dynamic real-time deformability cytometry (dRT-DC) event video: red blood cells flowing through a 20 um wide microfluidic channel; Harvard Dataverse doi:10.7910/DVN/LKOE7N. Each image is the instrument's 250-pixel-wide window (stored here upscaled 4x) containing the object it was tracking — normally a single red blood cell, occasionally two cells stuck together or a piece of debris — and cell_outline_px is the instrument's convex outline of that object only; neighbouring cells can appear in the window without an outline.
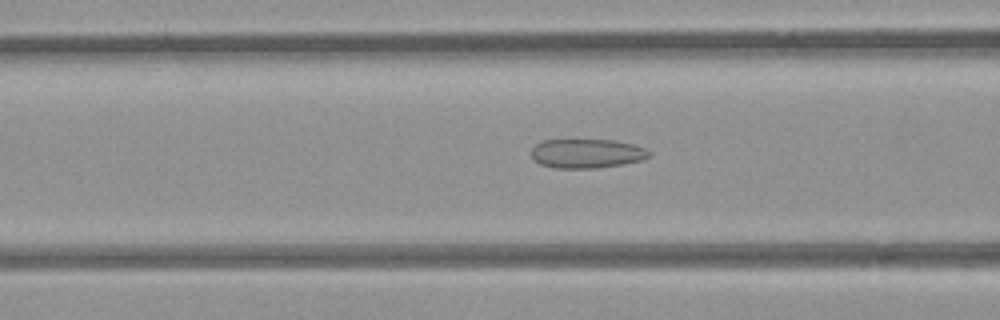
{"species": "common noctule bat (a hibernating species)", "species_latin": "Nyctalus noctula", "temperature_condition": "room temperature", "stored_images_in_passage": 41, "camera_frame_rate_fps": 3000, "um_per_image_px": 0.085, "animal": {"sex": "female", "body_mass_g": 21.9}, "frame": {"image": 1, "passage_image": 9, "time_ms": 2.667, "image_size_px": [1000, 320], "cell_outline_px": [[652, 156], [644, 160], [624, 164], [596, 168], [556, 168], [540, 164], [532, 160], [532, 148], [536, 144], [544, 140], [612, 140], [632, 144], [644, 148], [652, 152]], "centroid_in_image_um": [49.9, 13.05], "position_along_channel_um": 116.7, "area_um2": 20.17}}
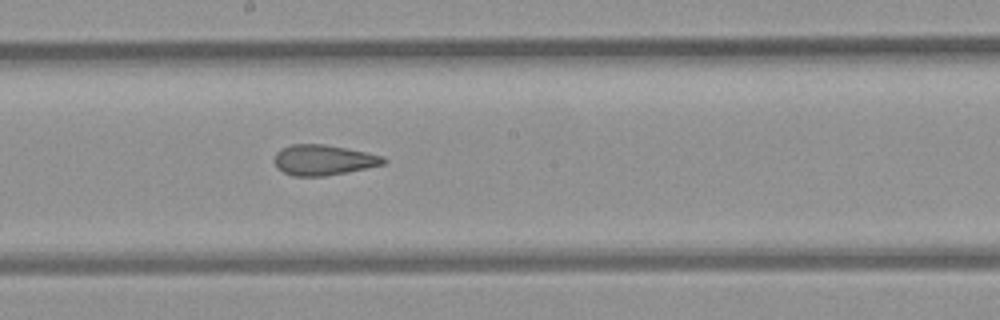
{"frame": {"image": 2, "passage_image": 17, "time_ms": 5.333, "image_size_px": [1000, 320], "cell_outline_px": [[388, 160], [384, 164], [348, 172], [324, 176], [292, 176], [276, 168], [272, 160], [276, 152], [280, 148], [292, 144], [324, 144], [384, 156]], "centroid_in_image_um": [27.44, 13.6], "position_along_channel_um": 220.8, "area_um2": 19.48}}
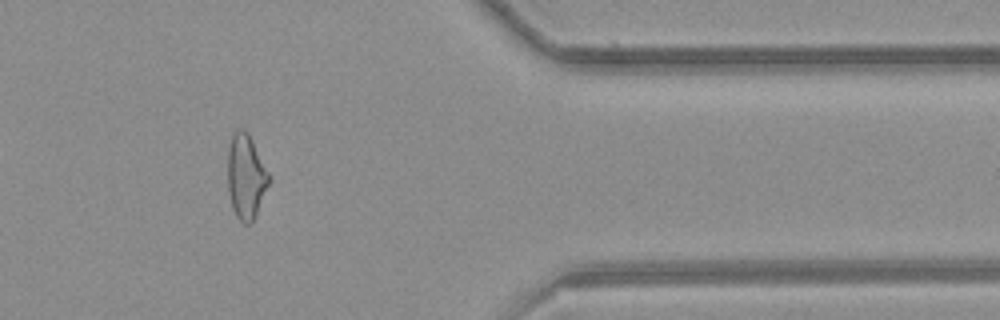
{"frame": {"image": 3, "passage_image": 32, "time_ms": 10.333, "image_size_px": [1000, 320], "cell_outline_px": [[272, 180], [252, 220], [248, 224], [244, 224], [236, 216], [232, 208], [228, 192], [228, 148], [232, 132], [236, 128], [244, 128], [248, 132], [272, 176]], "centroid_in_image_um": [20.92, 14.94], "position_along_channel_um": 390.5, "area_um2": 20.75}, "authors_computed_cell_mechanics": {"area_um2": 20.1722, "velocity_mm_per_s": 3.8788, "shape_relaxation_time_tau1_ms": null, "shape_relaxation_time_tau2_ms": 2.2176, "deformation_change_tau1": null, "deformation_change_tau2": 0.1188}}